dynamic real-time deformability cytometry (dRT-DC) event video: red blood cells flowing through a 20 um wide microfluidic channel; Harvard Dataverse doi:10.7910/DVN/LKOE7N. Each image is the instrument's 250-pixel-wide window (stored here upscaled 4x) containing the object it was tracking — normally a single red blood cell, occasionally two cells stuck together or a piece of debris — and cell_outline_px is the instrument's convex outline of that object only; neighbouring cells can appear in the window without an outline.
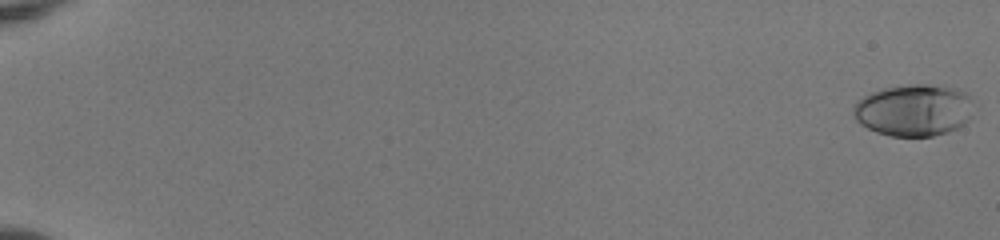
{"species": "human", "species_latin": "Homo sapiens", "temperature_condition": "room temperature", "stored_images_in_passage": 18, "segment_of_instrument_passage": [1, 2], "camera_frame_rate_fps": 3000, "um_per_image_px": 0.085, "donor": {"sex": "female"}, "frame": {"image": 1, "passage_image": 1, "time_ms": 0.0, "image_size_px": [1000, 240], "cell_outline_px": [[968, 120], [964, 124], [948, 132], [932, 136], [892, 136], [876, 132], [860, 124], [856, 120], [852, 112], [852, 108], [864, 96], [872, 92], [884, 88], [912, 84], [944, 84], [968, 92]], "centroid_in_image_um": [77.64, 9.35], "position_along_channel_um": 7.4, "area_um2": 36.13}}
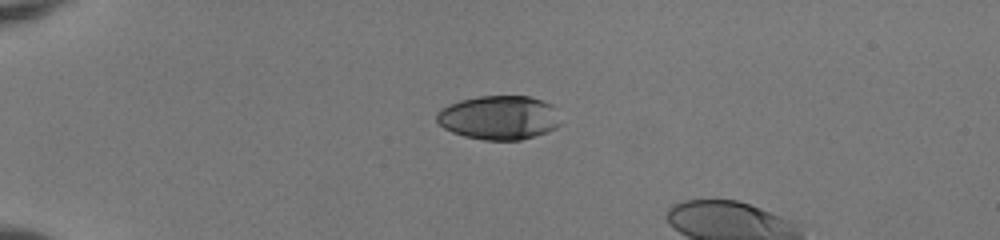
{"frame": {"image": 2, "passage_image": 16, "time_ms": 5.0, "image_size_px": [1000, 240], "cell_outline_px": [[560, 124], [556, 128], [520, 140], [484, 140], [464, 136], [452, 132], [444, 128], [436, 120], [436, 112], [440, 108], [448, 104], [460, 100], [480, 96], [528, 96], [552, 104]], "centroid_in_image_um": [42.36, 9.99], "position_along_channel_um": 42.6, "area_um2": 31.62}}